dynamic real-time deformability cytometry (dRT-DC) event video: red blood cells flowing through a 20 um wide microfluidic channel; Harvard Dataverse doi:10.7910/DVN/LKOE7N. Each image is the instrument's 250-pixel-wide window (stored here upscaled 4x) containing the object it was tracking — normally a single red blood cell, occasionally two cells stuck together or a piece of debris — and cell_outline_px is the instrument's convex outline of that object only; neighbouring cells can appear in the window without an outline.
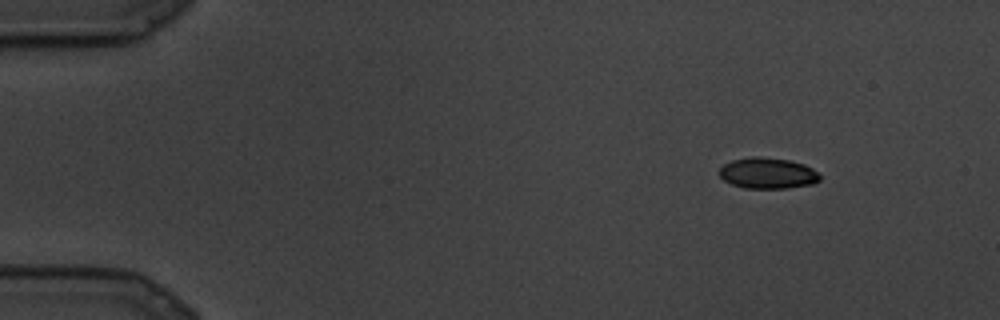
{"species": "common noctule bat (a hibernating species)", "species_latin": "Nyctalus noctula", "temperature_condition": "cold", "stored_images_in_passage": 12, "camera_frame_rate_fps": 3000, "um_per_image_px": 0.085, "animal": {"sex": "male", "body_mass_g": 19.5, "forearm_length_mm": 54.6}, "frame": {"image": 1, "passage_image": 1, "time_ms": 0.0, "image_size_px": [1000, 320], "cell_outline_px": [[820, 180], [812, 184], [788, 188], [744, 188], [732, 184], [724, 180], [720, 176], [720, 168], [724, 164], [732, 160], [752, 156], [760, 156], [788, 160], [804, 164], [820, 172]], "centroid_in_image_um": [65.28, 14.72], "position_along_channel_um": 19.7, "area_um2": 18.21}}
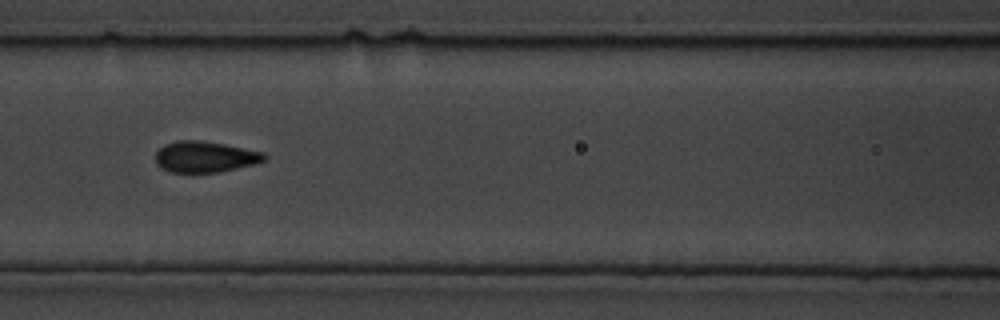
{"frame": {"image": 2, "passage_image": 9, "time_ms": 2.667, "image_size_px": [1000, 320], "cell_outline_px": [[268, 156], [264, 160], [256, 164], [220, 172], [168, 172], [156, 164], [156, 152], [164, 144], [176, 140], [200, 140], [224, 144], [264, 152]], "centroid_in_image_um": [17.43, 13.33], "position_along_channel_um": 149.2, "area_um2": 19.83}}
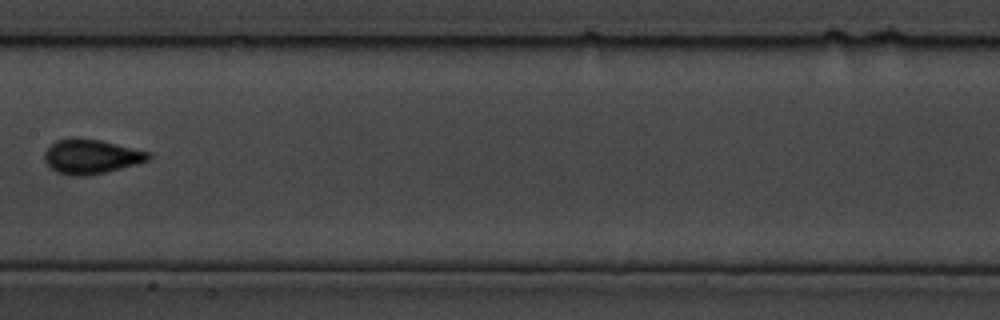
{"frame": {"image": 3, "passage_image": 11, "time_ms": 3.333, "image_size_px": [1000, 320], "cell_outline_px": [[152, 156], [148, 160], [136, 164], [108, 172], [88, 176], [72, 176], [56, 172], [44, 160], [44, 152], [56, 140], [72, 136], [76, 136], [100, 140], [152, 152]], "centroid_in_image_um": [7.75, 13.29], "position_along_channel_um": 199.6, "area_um2": 21.27}}